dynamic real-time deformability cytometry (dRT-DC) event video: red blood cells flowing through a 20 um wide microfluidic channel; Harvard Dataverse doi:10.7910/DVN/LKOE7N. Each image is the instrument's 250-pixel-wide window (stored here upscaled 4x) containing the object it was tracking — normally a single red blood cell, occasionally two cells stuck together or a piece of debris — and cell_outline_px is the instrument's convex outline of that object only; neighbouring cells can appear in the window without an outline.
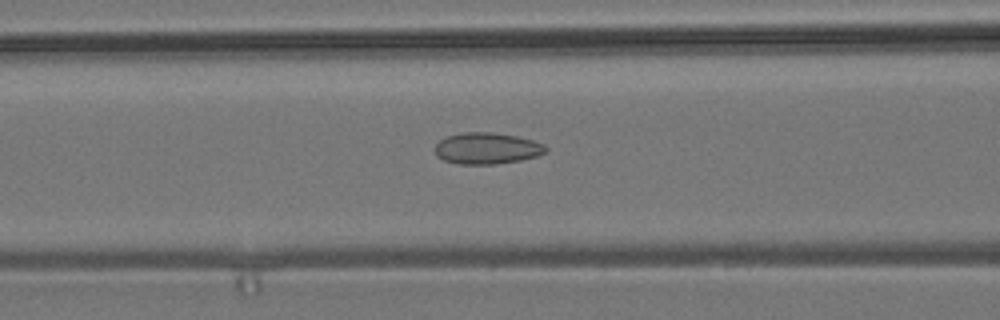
{"species": "common noctule bat (a hibernating species)", "species_latin": "Nyctalus noctula", "temperature_condition": "room temperature", "stored_images_in_passage": 54, "camera_frame_rate_fps": 3000, "um_per_image_px": 0.085, "animal": {"sex": "male", "body_mass_g": 19.2, "forearm_length_mm": 51.8}, "frame": {"image": 1, "passage_image": 22, "time_ms": 7.0, "image_size_px": [1000, 320], "cell_outline_px": [[548, 148], [544, 152], [536, 156], [520, 160], [496, 164], [460, 164], [444, 160], [436, 156], [432, 148], [444, 136], [464, 132], [492, 132], [516, 136], [532, 140], [544, 144]], "centroid_in_image_um": [41.33, 12.6], "position_along_channel_um": 125.3, "area_um2": 20.4}}
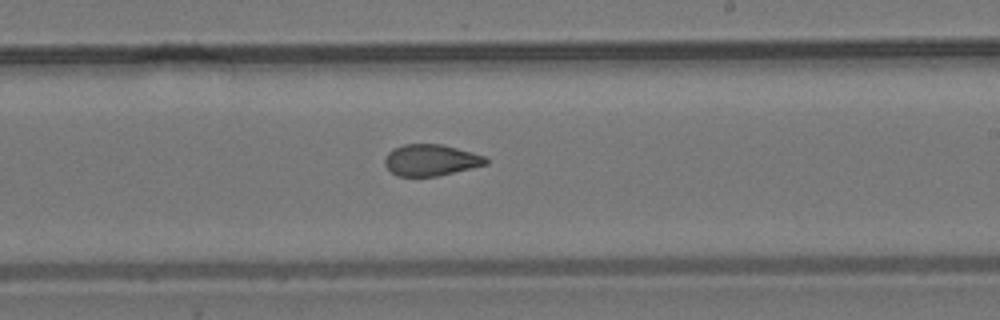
{"frame": {"image": 2, "passage_image": 32, "time_ms": 10.333, "image_size_px": [1000, 320], "cell_outline_px": [[488, 164], [436, 176], [396, 176], [384, 164], [384, 160], [388, 152], [392, 148], [404, 144], [440, 144], [456, 148], [484, 156], [488, 160]], "centroid_in_image_um": [36.58, 13.6], "position_along_channel_um": 252.4, "area_um2": 18.32}}
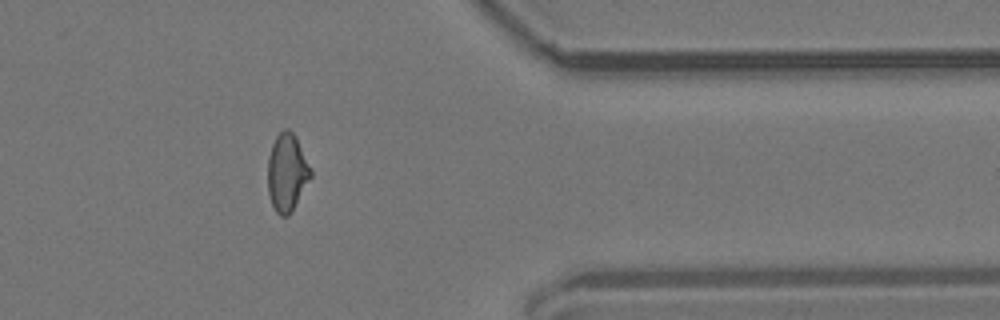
{"frame": {"image": 3, "passage_image": 44, "time_ms": 14.333, "image_size_px": [1000, 320], "cell_outline_px": [[312, 176], [292, 212], [288, 216], [280, 216], [276, 212], [272, 204], [268, 192], [268, 156], [272, 144], [276, 136], [284, 128], [288, 128], [296, 136], [312, 168]], "centroid_in_image_um": [24.41, 14.65], "position_along_channel_um": 387.0, "area_um2": 19.71}, "authors_computed_cell_mechanics": {"area_um2": 19.652, "velocity_mm_per_s": 3.8228, "shape_relaxation_time_tau1_ms": null, "shape_relaxation_time_tau2_ms": 1.5202, "deformation_change_tau1": null, "deformation_change_tau2": 0.0763}}